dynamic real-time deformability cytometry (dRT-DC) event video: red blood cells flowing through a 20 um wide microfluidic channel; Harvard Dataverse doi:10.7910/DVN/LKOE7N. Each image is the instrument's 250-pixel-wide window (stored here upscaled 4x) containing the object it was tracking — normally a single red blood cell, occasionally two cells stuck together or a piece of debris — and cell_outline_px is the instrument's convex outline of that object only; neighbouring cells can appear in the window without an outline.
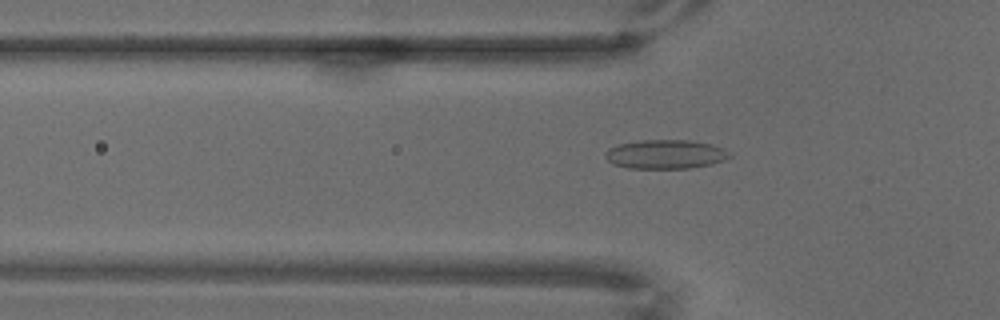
{"species": "common noctule bat (a hibernating species)", "species_latin": "Nyctalus noctula", "temperature_condition": "warm", "stored_images_in_passage": 69, "camera_frame_rate_fps": 3000, "um_per_image_px": 0.085, "animal": {"sex": "male", "body_mass_g": 18.8}, "frame": {"image": 1, "passage_image": 23, "time_ms": 7.333, "image_size_px": [1000, 320], "cell_outline_px": [[732, 156], [724, 160], [712, 164], [688, 168], [628, 168], [612, 164], [604, 156], [604, 152], [608, 148], [620, 144], [640, 140], [688, 140], [712, 144], [724, 148]], "centroid_in_image_um": [56.55, 13.11], "position_along_channel_um": 69.2, "area_um2": 21.1}}
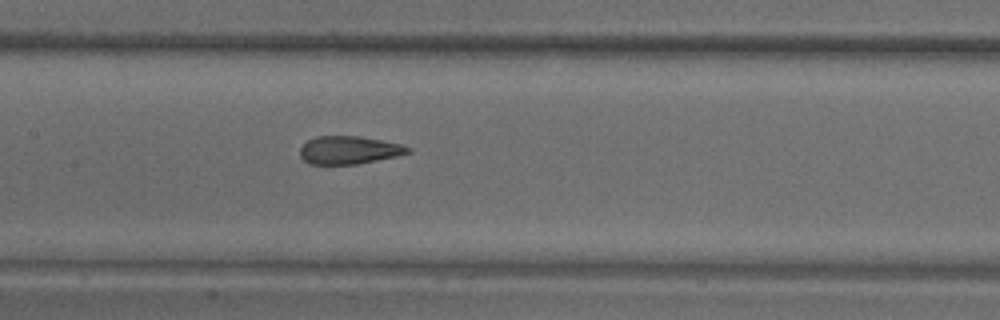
{"frame": {"image": 2, "passage_image": 34, "time_ms": 11.0, "image_size_px": [1000, 320], "cell_outline_px": [[412, 152], [396, 156], [356, 164], [308, 164], [300, 156], [300, 148], [308, 140], [316, 136], [360, 136], [400, 144], [412, 148]], "centroid_in_image_um": [29.66, 12.75], "position_along_channel_um": 177.7, "area_um2": 17.51}}
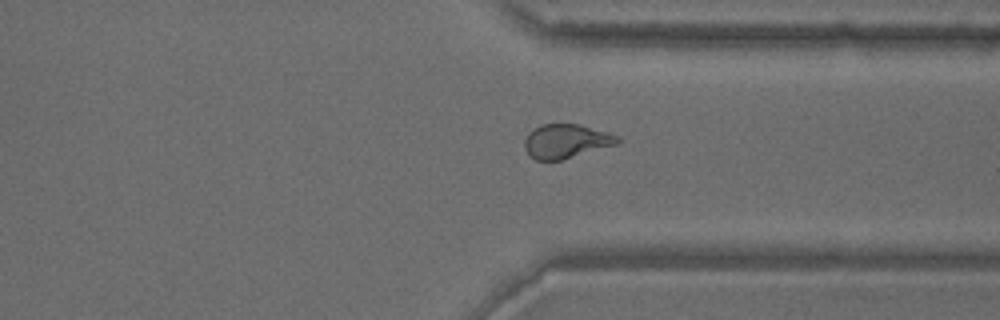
{"frame": {"image": 3, "passage_image": 53, "time_ms": 17.333, "image_size_px": [1000, 320], "cell_outline_px": [[620, 140], [616, 144], [560, 160], [536, 160], [528, 156], [524, 148], [524, 140], [528, 132], [532, 128], [540, 124], [580, 124], [608, 132], [620, 136]], "centroid_in_image_um": [48.06, 11.99], "position_along_channel_um": 363.3, "area_um2": 18.55}}